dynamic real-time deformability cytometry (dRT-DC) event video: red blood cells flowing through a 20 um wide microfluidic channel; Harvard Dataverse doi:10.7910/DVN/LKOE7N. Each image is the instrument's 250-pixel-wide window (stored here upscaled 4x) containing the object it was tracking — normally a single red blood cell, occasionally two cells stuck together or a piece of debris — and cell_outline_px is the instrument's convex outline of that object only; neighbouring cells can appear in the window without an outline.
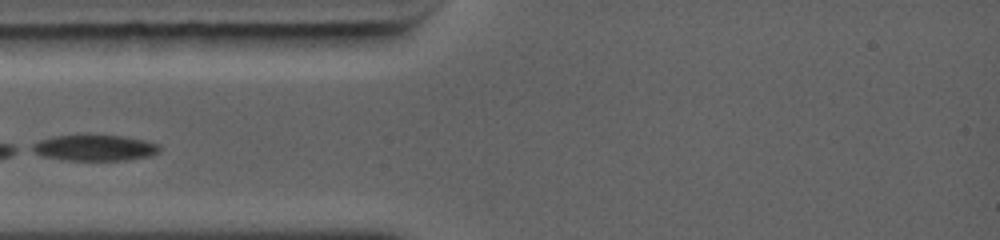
{"species": "common noctule bat (a hibernating species)", "species_latin": "Nyctalus noctula", "temperature_condition": "warm", "stored_images_in_passage": 1, "camera_frame_rate_fps": 5000, "um_per_image_px": 0.085, "animal": {"sex": "female", "body_mass_g": 19.0, "forearm_length_mm": 56.7}, "frame": {"image": 1, "passage_image": 1, "time_ms": 0.0, "image_size_px": [1000, 240], "cell_outline_px": [[152, 152], [144, 156], [116, 160], [72, 160], [52, 156], [40, 152], [36, 148], [40, 144], [52, 140], [68, 136], [108, 136], [148, 144], [152, 148]], "centroid_in_image_um": [8.01, 12.61], "position_along_channel_um": 77.0, "area_um2": 15.78}}